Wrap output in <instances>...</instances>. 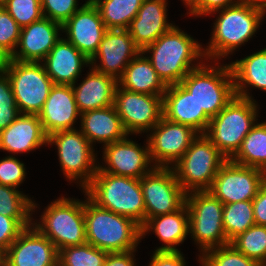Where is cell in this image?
Returning a JSON list of instances; mask_svg holds the SVG:
<instances>
[{
    "instance_id": "obj_46",
    "label": "cell",
    "mask_w": 266,
    "mask_h": 266,
    "mask_svg": "<svg viewBox=\"0 0 266 266\" xmlns=\"http://www.w3.org/2000/svg\"><path fill=\"white\" fill-rule=\"evenodd\" d=\"M232 3V0H201V2L192 11H190V13L194 15H207L208 13L210 14L211 12L219 11V9L221 10L237 4Z\"/></svg>"
},
{
    "instance_id": "obj_26",
    "label": "cell",
    "mask_w": 266,
    "mask_h": 266,
    "mask_svg": "<svg viewBox=\"0 0 266 266\" xmlns=\"http://www.w3.org/2000/svg\"><path fill=\"white\" fill-rule=\"evenodd\" d=\"M91 71L80 86L77 88L73 86L75 101L80 113L114 105L118 79L95 69Z\"/></svg>"
},
{
    "instance_id": "obj_36",
    "label": "cell",
    "mask_w": 266,
    "mask_h": 266,
    "mask_svg": "<svg viewBox=\"0 0 266 266\" xmlns=\"http://www.w3.org/2000/svg\"><path fill=\"white\" fill-rule=\"evenodd\" d=\"M35 204L16 188L0 185V213L14 219H30Z\"/></svg>"
},
{
    "instance_id": "obj_52",
    "label": "cell",
    "mask_w": 266,
    "mask_h": 266,
    "mask_svg": "<svg viewBox=\"0 0 266 266\" xmlns=\"http://www.w3.org/2000/svg\"><path fill=\"white\" fill-rule=\"evenodd\" d=\"M263 172H264V179L266 181V169Z\"/></svg>"
},
{
    "instance_id": "obj_9",
    "label": "cell",
    "mask_w": 266,
    "mask_h": 266,
    "mask_svg": "<svg viewBox=\"0 0 266 266\" xmlns=\"http://www.w3.org/2000/svg\"><path fill=\"white\" fill-rule=\"evenodd\" d=\"M35 227L55 245L57 251L87 242L84 203L61 198L52 202Z\"/></svg>"
},
{
    "instance_id": "obj_8",
    "label": "cell",
    "mask_w": 266,
    "mask_h": 266,
    "mask_svg": "<svg viewBox=\"0 0 266 266\" xmlns=\"http://www.w3.org/2000/svg\"><path fill=\"white\" fill-rule=\"evenodd\" d=\"M203 66L191 70L180 84L211 119L234 98V79L230 65L218 70Z\"/></svg>"
},
{
    "instance_id": "obj_18",
    "label": "cell",
    "mask_w": 266,
    "mask_h": 266,
    "mask_svg": "<svg viewBox=\"0 0 266 266\" xmlns=\"http://www.w3.org/2000/svg\"><path fill=\"white\" fill-rule=\"evenodd\" d=\"M141 52L127 29H107L97 52L90 59V64H93L99 56L102 63L101 67L96 66L94 69L119 79L127 65L132 61V59L127 58L133 55L137 56Z\"/></svg>"
},
{
    "instance_id": "obj_49",
    "label": "cell",
    "mask_w": 266,
    "mask_h": 266,
    "mask_svg": "<svg viewBox=\"0 0 266 266\" xmlns=\"http://www.w3.org/2000/svg\"><path fill=\"white\" fill-rule=\"evenodd\" d=\"M254 2L256 5L259 7L263 8L264 10L266 9V0H251Z\"/></svg>"
},
{
    "instance_id": "obj_7",
    "label": "cell",
    "mask_w": 266,
    "mask_h": 266,
    "mask_svg": "<svg viewBox=\"0 0 266 266\" xmlns=\"http://www.w3.org/2000/svg\"><path fill=\"white\" fill-rule=\"evenodd\" d=\"M1 69L10 79L19 112L38 115L54 86L44 66L7 58Z\"/></svg>"
},
{
    "instance_id": "obj_47",
    "label": "cell",
    "mask_w": 266,
    "mask_h": 266,
    "mask_svg": "<svg viewBox=\"0 0 266 266\" xmlns=\"http://www.w3.org/2000/svg\"><path fill=\"white\" fill-rule=\"evenodd\" d=\"M133 251L108 253L103 266H134Z\"/></svg>"
},
{
    "instance_id": "obj_24",
    "label": "cell",
    "mask_w": 266,
    "mask_h": 266,
    "mask_svg": "<svg viewBox=\"0 0 266 266\" xmlns=\"http://www.w3.org/2000/svg\"><path fill=\"white\" fill-rule=\"evenodd\" d=\"M44 59L45 72L56 85L74 86L81 66L90 64V60L74 45L61 38Z\"/></svg>"
},
{
    "instance_id": "obj_37",
    "label": "cell",
    "mask_w": 266,
    "mask_h": 266,
    "mask_svg": "<svg viewBox=\"0 0 266 266\" xmlns=\"http://www.w3.org/2000/svg\"><path fill=\"white\" fill-rule=\"evenodd\" d=\"M200 261L203 266H261L254 259L237 251L231 244L208 249Z\"/></svg>"
},
{
    "instance_id": "obj_40",
    "label": "cell",
    "mask_w": 266,
    "mask_h": 266,
    "mask_svg": "<svg viewBox=\"0 0 266 266\" xmlns=\"http://www.w3.org/2000/svg\"><path fill=\"white\" fill-rule=\"evenodd\" d=\"M0 131L6 129L21 113L15 102L11 82L0 69ZM5 75V76H3Z\"/></svg>"
},
{
    "instance_id": "obj_42",
    "label": "cell",
    "mask_w": 266,
    "mask_h": 266,
    "mask_svg": "<svg viewBox=\"0 0 266 266\" xmlns=\"http://www.w3.org/2000/svg\"><path fill=\"white\" fill-rule=\"evenodd\" d=\"M30 222L31 219H14L0 213V248L6 251Z\"/></svg>"
},
{
    "instance_id": "obj_48",
    "label": "cell",
    "mask_w": 266,
    "mask_h": 266,
    "mask_svg": "<svg viewBox=\"0 0 266 266\" xmlns=\"http://www.w3.org/2000/svg\"><path fill=\"white\" fill-rule=\"evenodd\" d=\"M185 3L190 6V10L192 11L200 2L201 0H184Z\"/></svg>"
},
{
    "instance_id": "obj_14",
    "label": "cell",
    "mask_w": 266,
    "mask_h": 266,
    "mask_svg": "<svg viewBox=\"0 0 266 266\" xmlns=\"http://www.w3.org/2000/svg\"><path fill=\"white\" fill-rule=\"evenodd\" d=\"M114 106L127 134L153 128L163 117V96L117 88Z\"/></svg>"
},
{
    "instance_id": "obj_4",
    "label": "cell",
    "mask_w": 266,
    "mask_h": 266,
    "mask_svg": "<svg viewBox=\"0 0 266 266\" xmlns=\"http://www.w3.org/2000/svg\"><path fill=\"white\" fill-rule=\"evenodd\" d=\"M237 4L221 10L212 36L206 49V56H225L238 45L248 41L259 26L265 11L251 0L236 1Z\"/></svg>"
},
{
    "instance_id": "obj_50",
    "label": "cell",
    "mask_w": 266,
    "mask_h": 266,
    "mask_svg": "<svg viewBox=\"0 0 266 266\" xmlns=\"http://www.w3.org/2000/svg\"><path fill=\"white\" fill-rule=\"evenodd\" d=\"M4 255H5V251L0 248V266H4Z\"/></svg>"
},
{
    "instance_id": "obj_33",
    "label": "cell",
    "mask_w": 266,
    "mask_h": 266,
    "mask_svg": "<svg viewBox=\"0 0 266 266\" xmlns=\"http://www.w3.org/2000/svg\"><path fill=\"white\" fill-rule=\"evenodd\" d=\"M254 224L252 200L224 204L223 227L229 243Z\"/></svg>"
},
{
    "instance_id": "obj_16",
    "label": "cell",
    "mask_w": 266,
    "mask_h": 266,
    "mask_svg": "<svg viewBox=\"0 0 266 266\" xmlns=\"http://www.w3.org/2000/svg\"><path fill=\"white\" fill-rule=\"evenodd\" d=\"M30 228L26 227L5 251L4 266H58L53 242L36 227Z\"/></svg>"
},
{
    "instance_id": "obj_31",
    "label": "cell",
    "mask_w": 266,
    "mask_h": 266,
    "mask_svg": "<svg viewBox=\"0 0 266 266\" xmlns=\"http://www.w3.org/2000/svg\"><path fill=\"white\" fill-rule=\"evenodd\" d=\"M231 160L243 166L266 169V122L252 127Z\"/></svg>"
},
{
    "instance_id": "obj_32",
    "label": "cell",
    "mask_w": 266,
    "mask_h": 266,
    "mask_svg": "<svg viewBox=\"0 0 266 266\" xmlns=\"http://www.w3.org/2000/svg\"><path fill=\"white\" fill-rule=\"evenodd\" d=\"M144 0H95L107 29H128Z\"/></svg>"
},
{
    "instance_id": "obj_30",
    "label": "cell",
    "mask_w": 266,
    "mask_h": 266,
    "mask_svg": "<svg viewBox=\"0 0 266 266\" xmlns=\"http://www.w3.org/2000/svg\"><path fill=\"white\" fill-rule=\"evenodd\" d=\"M230 66L235 80L236 96L251 100L243 89L246 87L243 84L246 83L266 91V48L240 61H235Z\"/></svg>"
},
{
    "instance_id": "obj_5",
    "label": "cell",
    "mask_w": 266,
    "mask_h": 266,
    "mask_svg": "<svg viewBox=\"0 0 266 266\" xmlns=\"http://www.w3.org/2000/svg\"><path fill=\"white\" fill-rule=\"evenodd\" d=\"M256 107L252 99L235 95L215 117L210 119L207 132L204 134L227 160L235 156L243 139L255 125Z\"/></svg>"
},
{
    "instance_id": "obj_15",
    "label": "cell",
    "mask_w": 266,
    "mask_h": 266,
    "mask_svg": "<svg viewBox=\"0 0 266 266\" xmlns=\"http://www.w3.org/2000/svg\"><path fill=\"white\" fill-rule=\"evenodd\" d=\"M152 129L155 132L149 137L148 146L151 160L158 162L156 167H169L172 161L177 162L198 134L192 127L164 117Z\"/></svg>"
},
{
    "instance_id": "obj_11",
    "label": "cell",
    "mask_w": 266,
    "mask_h": 266,
    "mask_svg": "<svg viewBox=\"0 0 266 266\" xmlns=\"http://www.w3.org/2000/svg\"><path fill=\"white\" fill-rule=\"evenodd\" d=\"M154 167L151 172L140 178L145 221L158 215L175 212L186 202V192L177 181L174 169Z\"/></svg>"
},
{
    "instance_id": "obj_44",
    "label": "cell",
    "mask_w": 266,
    "mask_h": 266,
    "mask_svg": "<svg viewBox=\"0 0 266 266\" xmlns=\"http://www.w3.org/2000/svg\"><path fill=\"white\" fill-rule=\"evenodd\" d=\"M179 251H155L150 266H185Z\"/></svg>"
},
{
    "instance_id": "obj_28",
    "label": "cell",
    "mask_w": 266,
    "mask_h": 266,
    "mask_svg": "<svg viewBox=\"0 0 266 266\" xmlns=\"http://www.w3.org/2000/svg\"><path fill=\"white\" fill-rule=\"evenodd\" d=\"M150 229H154L159 239L167 244L156 251H179L173 245L183 242L189 232V214L186 203L175 212L147 219L141 226V236Z\"/></svg>"
},
{
    "instance_id": "obj_51",
    "label": "cell",
    "mask_w": 266,
    "mask_h": 266,
    "mask_svg": "<svg viewBox=\"0 0 266 266\" xmlns=\"http://www.w3.org/2000/svg\"><path fill=\"white\" fill-rule=\"evenodd\" d=\"M5 62H6V58L0 53V69L3 67Z\"/></svg>"
},
{
    "instance_id": "obj_21",
    "label": "cell",
    "mask_w": 266,
    "mask_h": 266,
    "mask_svg": "<svg viewBox=\"0 0 266 266\" xmlns=\"http://www.w3.org/2000/svg\"><path fill=\"white\" fill-rule=\"evenodd\" d=\"M163 117L192 127L204 134L210 118L200 109L192 94L180 83L169 85L163 95Z\"/></svg>"
},
{
    "instance_id": "obj_43",
    "label": "cell",
    "mask_w": 266,
    "mask_h": 266,
    "mask_svg": "<svg viewBox=\"0 0 266 266\" xmlns=\"http://www.w3.org/2000/svg\"><path fill=\"white\" fill-rule=\"evenodd\" d=\"M24 164L12 156L0 160V185L11 186L13 188L25 178Z\"/></svg>"
},
{
    "instance_id": "obj_38",
    "label": "cell",
    "mask_w": 266,
    "mask_h": 266,
    "mask_svg": "<svg viewBox=\"0 0 266 266\" xmlns=\"http://www.w3.org/2000/svg\"><path fill=\"white\" fill-rule=\"evenodd\" d=\"M1 5L21 28L43 17L41 0H5Z\"/></svg>"
},
{
    "instance_id": "obj_10",
    "label": "cell",
    "mask_w": 266,
    "mask_h": 266,
    "mask_svg": "<svg viewBox=\"0 0 266 266\" xmlns=\"http://www.w3.org/2000/svg\"><path fill=\"white\" fill-rule=\"evenodd\" d=\"M192 195L186 193L185 202L189 214V232L200 243L203 252L214 246L230 244L223 227L224 204L208 190L194 191Z\"/></svg>"
},
{
    "instance_id": "obj_45",
    "label": "cell",
    "mask_w": 266,
    "mask_h": 266,
    "mask_svg": "<svg viewBox=\"0 0 266 266\" xmlns=\"http://www.w3.org/2000/svg\"><path fill=\"white\" fill-rule=\"evenodd\" d=\"M255 224L266 226V181L252 199Z\"/></svg>"
},
{
    "instance_id": "obj_20",
    "label": "cell",
    "mask_w": 266,
    "mask_h": 266,
    "mask_svg": "<svg viewBox=\"0 0 266 266\" xmlns=\"http://www.w3.org/2000/svg\"><path fill=\"white\" fill-rule=\"evenodd\" d=\"M62 24L42 17L40 20L21 28L20 52L15 51L10 57L21 62H41L60 40L58 30Z\"/></svg>"
},
{
    "instance_id": "obj_34",
    "label": "cell",
    "mask_w": 266,
    "mask_h": 266,
    "mask_svg": "<svg viewBox=\"0 0 266 266\" xmlns=\"http://www.w3.org/2000/svg\"><path fill=\"white\" fill-rule=\"evenodd\" d=\"M230 244L246 257L266 266V226L254 224Z\"/></svg>"
},
{
    "instance_id": "obj_17",
    "label": "cell",
    "mask_w": 266,
    "mask_h": 266,
    "mask_svg": "<svg viewBox=\"0 0 266 266\" xmlns=\"http://www.w3.org/2000/svg\"><path fill=\"white\" fill-rule=\"evenodd\" d=\"M62 30L67 32V41L90 60L97 52L107 28L96 6L87 1L62 25Z\"/></svg>"
},
{
    "instance_id": "obj_25",
    "label": "cell",
    "mask_w": 266,
    "mask_h": 266,
    "mask_svg": "<svg viewBox=\"0 0 266 266\" xmlns=\"http://www.w3.org/2000/svg\"><path fill=\"white\" fill-rule=\"evenodd\" d=\"M45 143H48V135L35 114H20L0 131V149L9 152H27Z\"/></svg>"
},
{
    "instance_id": "obj_22",
    "label": "cell",
    "mask_w": 266,
    "mask_h": 266,
    "mask_svg": "<svg viewBox=\"0 0 266 266\" xmlns=\"http://www.w3.org/2000/svg\"><path fill=\"white\" fill-rule=\"evenodd\" d=\"M80 114L73 86L54 84L38 116L45 133L49 136L57 131L73 130V123Z\"/></svg>"
},
{
    "instance_id": "obj_2",
    "label": "cell",
    "mask_w": 266,
    "mask_h": 266,
    "mask_svg": "<svg viewBox=\"0 0 266 266\" xmlns=\"http://www.w3.org/2000/svg\"><path fill=\"white\" fill-rule=\"evenodd\" d=\"M99 207L128 217L142 226L145 222L144 197L140 179L96 172L84 188Z\"/></svg>"
},
{
    "instance_id": "obj_19",
    "label": "cell",
    "mask_w": 266,
    "mask_h": 266,
    "mask_svg": "<svg viewBox=\"0 0 266 266\" xmlns=\"http://www.w3.org/2000/svg\"><path fill=\"white\" fill-rule=\"evenodd\" d=\"M104 159L109 168L98 166L97 172H107L136 179L151 172L149 169L147 170L151 161L149 146L143 150L133 141L127 140L126 137L106 145Z\"/></svg>"
},
{
    "instance_id": "obj_23",
    "label": "cell",
    "mask_w": 266,
    "mask_h": 266,
    "mask_svg": "<svg viewBox=\"0 0 266 266\" xmlns=\"http://www.w3.org/2000/svg\"><path fill=\"white\" fill-rule=\"evenodd\" d=\"M165 2L166 0H144L127 29L141 51L173 27L166 21Z\"/></svg>"
},
{
    "instance_id": "obj_27",
    "label": "cell",
    "mask_w": 266,
    "mask_h": 266,
    "mask_svg": "<svg viewBox=\"0 0 266 266\" xmlns=\"http://www.w3.org/2000/svg\"><path fill=\"white\" fill-rule=\"evenodd\" d=\"M80 115L81 132L91 144L97 140L108 145L127 136L114 105L88 110Z\"/></svg>"
},
{
    "instance_id": "obj_3",
    "label": "cell",
    "mask_w": 266,
    "mask_h": 266,
    "mask_svg": "<svg viewBox=\"0 0 266 266\" xmlns=\"http://www.w3.org/2000/svg\"><path fill=\"white\" fill-rule=\"evenodd\" d=\"M147 51H152L153 55L149 60L167 86L180 83L191 70L200 66L190 67L192 60L205 55L194 39L175 26L147 46L142 53Z\"/></svg>"
},
{
    "instance_id": "obj_13",
    "label": "cell",
    "mask_w": 266,
    "mask_h": 266,
    "mask_svg": "<svg viewBox=\"0 0 266 266\" xmlns=\"http://www.w3.org/2000/svg\"><path fill=\"white\" fill-rule=\"evenodd\" d=\"M265 181L261 169L227 160L217 172L208 191L223 204L252 200Z\"/></svg>"
},
{
    "instance_id": "obj_41",
    "label": "cell",
    "mask_w": 266,
    "mask_h": 266,
    "mask_svg": "<svg viewBox=\"0 0 266 266\" xmlns=\"http://www.w3.org/2000/svg\"><path fill=\"white\" fill-rule=\"evenodd\" d=\"M76 3V0H41L43 17L49 18L50 20L63 25L76 11L79 10L77 9Z\"/></svg>"
},
{
    "instance_id": "obj_35",
    "label": "cell",
    "mask_w": 266,
    "mask_h": 266,
    "mask_svg": "<svg viewBox=\"0 0 266 266\" xmlns=\"http://www.w3.org/2000/svg\"><path fill=\"white\" fill-rule=\"evenodd\" d=\"M108 252L85 243L58 251V266H103Z\"/></svg>"
},
{
    "instance_id": "obj_6",
    "label": "cell",
    "mask_w": 266,
    "mask_h": 266,
    "mask_svg": "<svg viewBox=\"0 0 266 266\" xmlns=\"http://www.w3.org/2000/svg\"><path fill=\"white\" fill-rule=\"evenodd\" d=\"M226 157L206 137L198 135L175 164L177 181L186 193L210 188Z\"/></svg>"
},
{
    "instance_id": "obj_39",
    "label": "cell",
    "mask_w": 266,
    "mask_h": 266,
    "mask_svg": "<svg viewBox=\"0 0 266 266\" xmlns=\"http://www.w3.org/2000/svg\"><path fill=\"white\" fill-rule=\"evenodd\" d=\"M21 27L0 4V53L7 59L16 51Z\"/></svg>"
},
{
    "instance_id": "obj_1",
    "label": "cell",
    "mask_w": 266,
    "mask_h": 266,
    "mask_svg": "<svg viewBox=\"0 0 266 266\" xmlns=\"http://www.w3.org/2000/svg\"><path fill=\"white\" fill-rule=\"evenodd\" d=\"M87 243L108 253L134 250L141 226L134 220L99 207L89 198L84 202Z\"/></svg>"
},
{
    "instance_id": "obj_12",
    "label": "cell",
    "mask_w": 266,
    "mask_h": 266,
    "mask_svg": "<svg viewBox=\"0 0 266 266\" xmlns=\"http://www.w3.org/2000/svg\"><path fill=\"white\" fill-rule=\"evenodd\" d=\"M56 143L62 170L67 178L83 179L82 187H86L97 172L94 167L95 156L91 143L77 130H61L48 136V144Z\"/></svg>"
},
{
    "instance_id": "obj_29",
    "label": "cell",
    "mask_w": 266,
    "mask_h": 266,
    "mask_svg": "<svg viewBox=\"0 0 266 266\" xmlns=\"http://www.w3.org/2000/svg\"><path fill=\"white\" fill-rule=\"evenodd\" d=\"M141 54L143 53L132 57V61L118 79V83H121L118 85L132 92L163 96L168 86L156 73L149 57H141Z\"/></svg>"
}]
</instances>
